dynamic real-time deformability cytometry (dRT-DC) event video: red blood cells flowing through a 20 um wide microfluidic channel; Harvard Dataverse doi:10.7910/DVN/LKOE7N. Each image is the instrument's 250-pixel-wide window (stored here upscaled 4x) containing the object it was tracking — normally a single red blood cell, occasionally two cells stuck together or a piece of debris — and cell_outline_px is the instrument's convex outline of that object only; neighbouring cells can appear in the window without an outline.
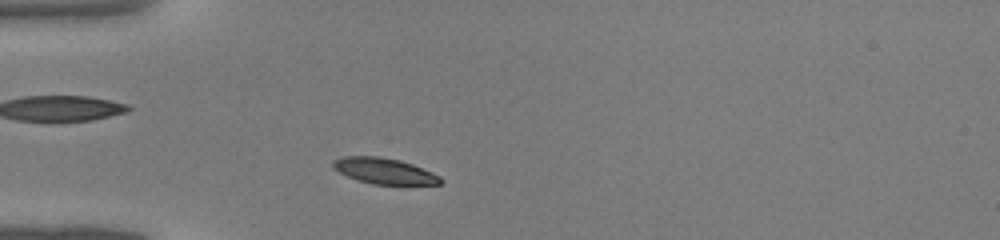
{"species": "common noctule bat (a hibernating species)", "species_latin": "Nyctalus noctula", "temperature_condition": "warm", "stored_images_in_passage": 35, "camera_frame_rate_fps": 3000, "um_per_image_px": 0.085, "animal": {"sex": "male", "body_mass_g": 19.0, "forearm_length_mm": 50.8}, "frame": {"image": 1, "passage_image": 4, "time_ms": 1.0, "image_size_px": [1000, 240], "cell_outline_px": [[444, 180], [440, 184], [372, 184], [348, 176], [332, 168], [332, 160], [344, 156], [376, 156], [400, 160], [412, 164], [432, 172], [440, 176]], "centroid_in_image_um": [32.66, 14.52], "position_along_channel_um": 52.3, "area_um2": 16.07}}
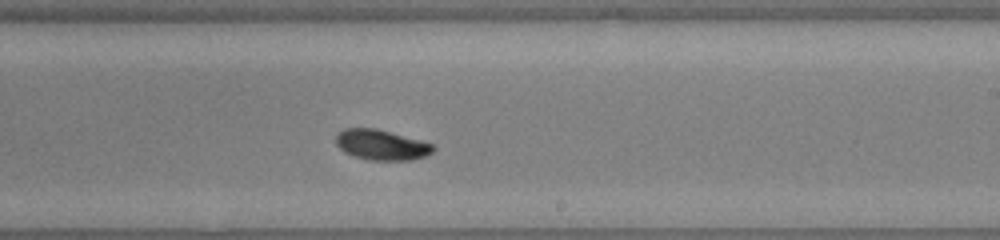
{"frame": {"image": 2, "passage_image": 18, "time_ms": 5.667, "image_size_px": [1000, 240], "cell_outline_px": [[436, 148], [432, 152], [424, 156], [408, 160], [372, 160], [356, 156], [344, 152], [336, 144], [336, 132], [344, 128], [376, 128], [432, 144]], "centroid_in_image_um": [32.37, 12.3], "position_along_channel_um": 256.6, "area_um2": 16.94}}
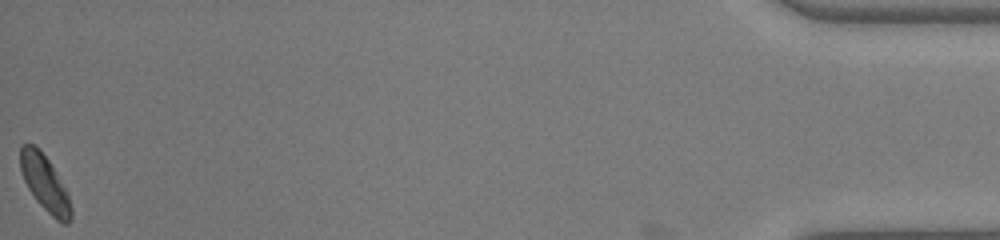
{"frame": {"image": 3, "passage_image": 35, "time_ms": 11.333, "image_size_px": [1000, 240], "cell_outline_px": [[72, 216], [68, 224], [60, 224], [36, 200], [28, 188], [24, 180], [20, 168], [20, 144], [32, 144], [48, 160], [64, 188], [68, 196], [72, 208]], "centroid_in_image_um": [3.8, 15.62], "position_along_channel_um": 431.4, "area_um2": 16.07}}